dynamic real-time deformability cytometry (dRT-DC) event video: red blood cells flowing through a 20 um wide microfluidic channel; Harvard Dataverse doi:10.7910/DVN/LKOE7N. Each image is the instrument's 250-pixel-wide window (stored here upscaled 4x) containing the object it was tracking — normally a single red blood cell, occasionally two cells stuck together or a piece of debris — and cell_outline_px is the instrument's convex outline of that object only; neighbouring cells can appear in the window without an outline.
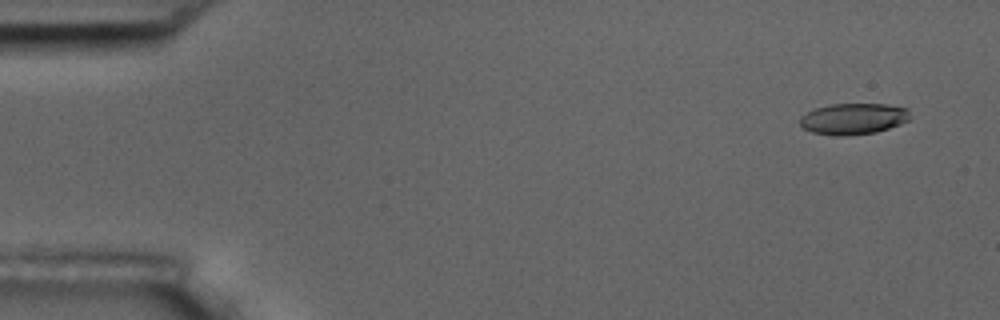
{"species": "common noctule bat (a hibernating species)", "species_latin": "Nyctalus noctula", "temperature_condition": "room temperature", "stored_images_in_passage": 5, "camera_frame_rate_fps": 3000, "um_per_image_px": 0.085, "animal": {"sex": "male", "body_mass_g": 17.5, "forearm_length_mm": 52.3}, "frame": {"image": 1, "passage_image": 1, "time_ms": 0.0, "image_size_px": [1000, 320], "cell_outline_px": [[908, 120], [900, 124], [876, 132], [848, 136], [836, 136], [812, 132], [804, 128], [800, 124], [800, 116], [816, 108], [832, 104], [888, 104], [908, 108]], "centroid_in_image_um": [72.53, 10.1], "position_along_channel_um": 12.5, "area_um2": 19.94}}
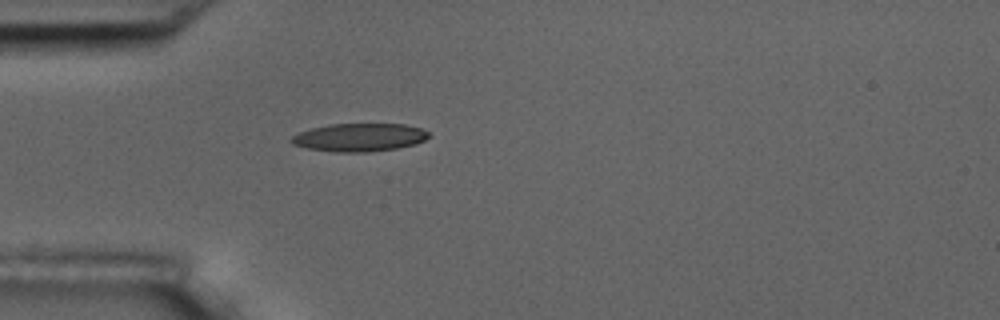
{"frame": {"image": 2, "passage_image": 5, "time_ms": 4.333, "image_size_px": [1000, 320], "cell_outline_px": [[428, 136], [424, 140], [416, 144], [396, 148], [368, 152], [336, 152], [308, 148], [292, 144], [288, 140], [292, 136], [300, 132], [312, 128], [328, 124], [404, 124], [424, 128], [428, 132]], "centroid_in_image_um": [30.55, 11.67], "position_along_channel_um": 54.5, "area_um2": 22.48}}